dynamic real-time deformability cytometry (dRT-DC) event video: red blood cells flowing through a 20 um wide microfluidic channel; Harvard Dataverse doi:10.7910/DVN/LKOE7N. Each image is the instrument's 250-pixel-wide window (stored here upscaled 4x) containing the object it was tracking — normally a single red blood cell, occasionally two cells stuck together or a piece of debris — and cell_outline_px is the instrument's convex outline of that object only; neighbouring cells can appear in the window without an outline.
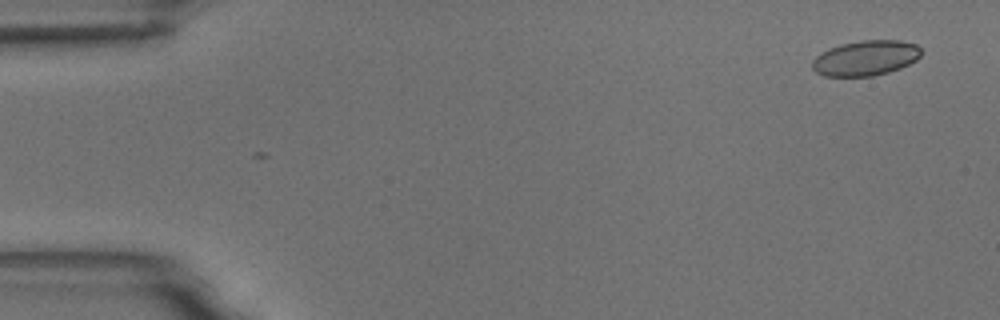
{"species": "common noctule bat (a hibernating species)", "species_latin": "Nyctalus noctula", "temperature_condition": "room temperature", "stored_images_in_passage": 6, "camera_frame_rate_fps": 3000, "um_per_image_px": 0.085, "animal": {"sex": "male", "body_mass_g": 18.8}, "frame": {"image": 1, "passage_image": 1, "time_ms": 0.0, "image_size_px": [1000, 320], "cell_outline_px": [[920, 56], [916, 60], [900, 68], [888, 72], [872, 76], [824, 76], [816, 72], [812, 68], [812, 60], [816, 56], [828, 48], [840, 44], [860, 40], [900, 40], [916, 44], [920, 48]], "centroid_in_image_um": [73.56, 4.93], "position_along_channel_um": 11.4, "area_um2": 22.37}}
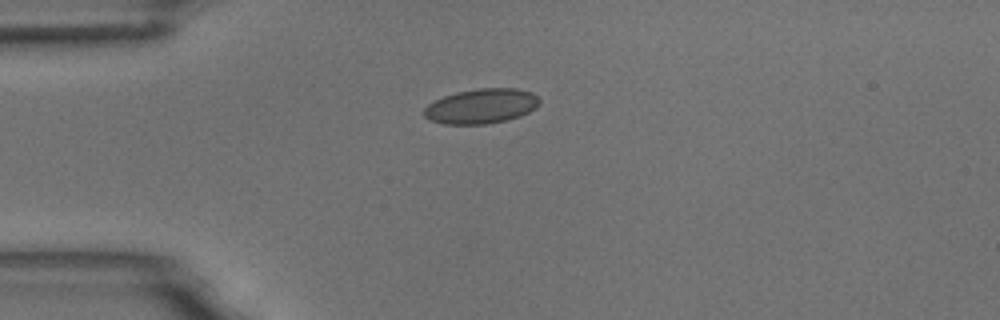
{"frame": {"image": 2, "passage_image": 4, "time_ms": 3.667, "image_size_px": [1000, 320], "cell_outline_px": [[540, 104], [536, 108], [520, 116], [488, 124], [444, 124], [428, 120], [424, 116], [424, 108], [428, 104], [444, 96], [456, 92], [476, 88], [516, 88], [532, 92], [540, 100]], "centroid_in_image_um": [40.91, 9.02], "position_along_channel_um": 44.1, "area_um2": 23.52}}